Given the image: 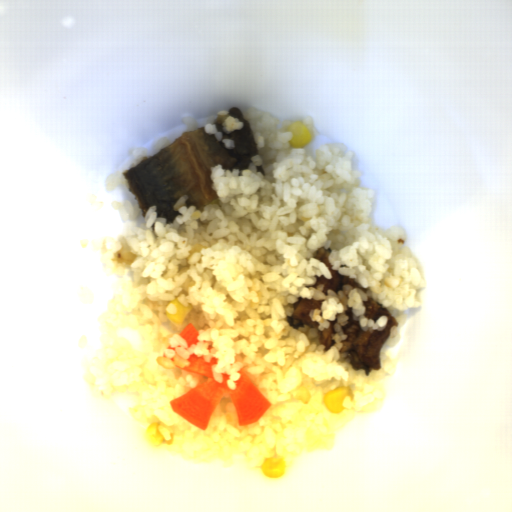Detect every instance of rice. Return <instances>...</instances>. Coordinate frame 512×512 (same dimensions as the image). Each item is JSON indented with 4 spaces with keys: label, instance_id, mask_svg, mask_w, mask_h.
Returning a JSON list of instances; mask_svg holds the SVG:
<instances>
[{
    "label": "rice",
    "instance_id": "652b925c",
    "mask_svg": "<svg viewBox=\"0 0 512 512\" xmlns=\"http://www.w3.org/2000/svg\"><path fill=\"white\" fill-rule=\"evenodd\" d=\"M242 115L258 154L244 169L210 168L217 198L197 209L182 195L172 222L158 218L153 204L135 231L103 242L102 262L122 282L102 316L84 380L100 397L135 392L131 417L147 430L160 424L163 441L154 448L220 468L244 461L262 470L269 457H282L286 469L299 456L331 450L339 429L385 400L379 384L394 374L395 359L380 351L379 370L355 369L340 353L346 311L352 308L364 331L380 332L388 317L365 316L364 302L376 300L398 321L382 345L396 346L407 309L423 305L425 278L403 228L372 224L375 191L360 186L363 173L353 170L344 143H323L313 157L305 146L291 147L294 122L277 128L280 119L254 108ZM260 164L265 176L255 170ZM321 247L332 249V269L366 293L345 285L326 296L324 285L313 288L315 276L332 279L314 258ZM299 298L323 299L321 310L310 312L317 328L287 322ZM174 299L193 307L180 326L165 314L175 313ZM335 319V343L324 351L317 334ZM189 323L200 333L190 348L179 335ZM192 353L219 359L214 377L222 383L230 374L231 389L239 371L248 373L271 404L266 413L240 427L228 395L205 430L176 413L170 402L207 380L183 370ZM343 386L354 399L330 413L323 398Z\"/></svg>",
    "mask_w": 512,
    "mask_h": 512
},
{
    "label": "rice",
    "instance_id": "023b6e5f",
    "mask_svg": "<svg viewBox=\"0 0 512 512\" xmlns=\"http://www.w3.org/2000/svg\"><path fill=\"white\" fill-rule=\"evenodd\" d=\"M230 111L228 110H221L216 115H211L207 118L205 126H204V132L207 134H214L217 140H220L223 142L224 147L226 149H231L235 147L234 140L230 138H222L223 134L222 132H218L216 130V126L214 122H217L218 124H221V127L223 131L226 133H231L235 130L243 129L244 122H241L238 118H233L231 114H229Z\"/></svg>",
    "mask_w": 512,
    "mask_h": 512
},
{
    "label": "rice",
    "instance_id": "8eca5e8b",
    "mask_svg": "<svg viewBox=\"0 0 512 512\" xmlns=\"http://www.w3.org/2000/svg\"><path fill=\"white\" fill-rule=\"evenodd\" d=\"M112 207L120 214L122 222L138 219L140 213L143 212L139 202L133 205L131 200H125L123 203L113 201Z\"/></svg>",
    "mask_w": 512,
    "mask_h": 512
},
{
    "label": "rice",
    "instance_id": "acb35da6",
    "mask_svg": "<svg viewBox=\"0 0 512 512\" xmlns=\"http://www.w3.org/2000/svg\"><path fill=\"white\" fill-rule=\"evenodd\" d=\"M124 171H117L106 177L104 186L105 190H112L117 186H124L126 189H130V184L123 174Z\"/></svg>",
    "mask_w": 512,
    "mask_h": 512
},
{
    "label": "rice",
    "instance_id": "b023fe2a",
    "mask_svg": "<svg viewBox=\"0 0 512 512\" xmlns=\"http://www.w3.org/2000/svg\"><path fill=\"white\" fill-rule=\"evenodd\" d=\"M300 123H302L310 132L311 135V141L317 138V136L320 134L314 126L313 117H306L304 118ZM310 141V142H311Z\"/></svg>",
    "mask_w": 512,
    "mask_h": 512
},
{
    "label": "rice",
    "instance_id": "e3fd555f",
    "mask_svg": "<svg viewBox=\"0 0 512 512\" xmlns=\"http://www.w3.org/2000/svg\"><path fill=\"white\" fill-rule=\"evenodd\" d=\"M132 156L137 160L138 164L139 162L145 158V157H151L149 154V151L144 147H135L131 151Z\"/></svg>",
    "mask_w": 512,
    "mask_h": 512
},
{
    "label": "rice",
    "instance_id": "a3056103",
    "mask_svg": "<svg viewBox=\"0 0 512 512\" xmlns=\"http://www.w3.org/2000/svg\"><path fill=\"white\" fill-rule=\"evenodd\" d=\"M181 121H182V123H184L186 125L187 132L199 129L198 128L199 122H198L197 118L183 117L181 119Z\"/></svg>",
    "mask_w": 512,
    "mask_h": 512
},
{
    "label": "rice",
    "instance_id": "f2f60c81",
    "mask_svg": "<svg viewBox=\"0 0 512 512\" xmlns=\"http://www.w3.org/2000/svg\"><path fill=\"white\" fill-rule=\"evenodd\" d=\"M169 145H171L170 139H168L167 137H161L153 145L154 152H159L160 150L166 148Z\"/></svg>",
    "mask_w": 512,
    "mask_h": 512
}]
</instances>
